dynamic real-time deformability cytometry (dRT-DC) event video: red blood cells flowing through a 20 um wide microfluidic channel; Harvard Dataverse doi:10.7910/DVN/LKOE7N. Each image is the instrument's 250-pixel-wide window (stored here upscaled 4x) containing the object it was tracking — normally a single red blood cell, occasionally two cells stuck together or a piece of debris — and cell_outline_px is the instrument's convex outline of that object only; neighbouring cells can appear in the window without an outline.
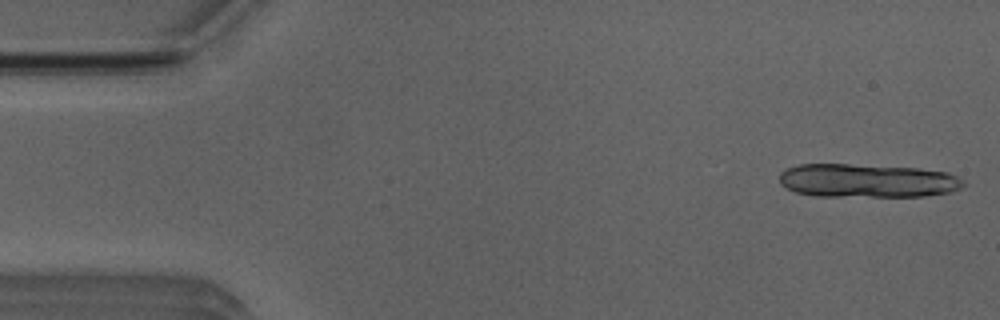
{"species": "Egyptian fruit bat (a non-hibernating species)", "species_latin": "Rousettus aegyptiacus", "temperature_condition": "room temperature", "stored_images_in_passage": 11, "camera_frame_rate_fps": 3000, "um_per_image_px": 0.085, "animal": {"sex": "male"}, "frame": {"image": 1, "passage_image": 1, "time_ms": 0.0, "image_size_px": [1000, 320], "cell_outline_px": [[952, 188], [944, 192], [920, 196], [876, 196], [800, 192], [788, 188], [780, 180], [780, 176], [788, 168], [804, 164], [844, 164], [912, 168], [944, 172], [952, 176]], "centroid_in_image_um": [73.57, 15.32], "position_along_channel_um": 11.4, "area_um2": 33.12}}